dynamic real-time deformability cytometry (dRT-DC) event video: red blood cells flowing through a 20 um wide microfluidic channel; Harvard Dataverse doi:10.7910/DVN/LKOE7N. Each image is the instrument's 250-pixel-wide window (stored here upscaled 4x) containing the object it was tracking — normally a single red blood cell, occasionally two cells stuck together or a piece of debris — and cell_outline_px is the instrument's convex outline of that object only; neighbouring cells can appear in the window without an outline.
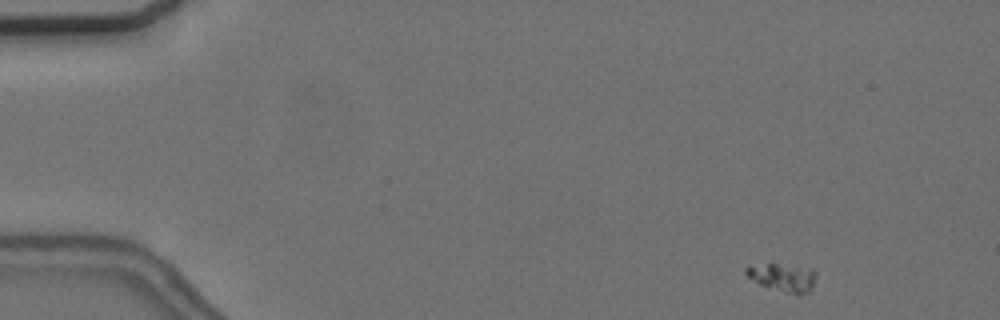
{"species": "common noctule bat (a hibernating species)", "species_latin": "Nyctalus noctula", "temperature_condition": "cold", "stored_images_in_passage": 53, "camera_frame_rate_fps": 3000, "um_per_image_px": 0.085, "animal": {"sex": "female", "body_mass_g": 24.6, "forearm_length_mm": 56.2}, "frame": {"image": 1, "passage_image": 1, "time_ms": 0.0, "image_size_px": [1000, 320], "cell_outline_px": [[816, 276], [812, 288], [808, 292], [788, 292], [760, 284], [748, 276], [744, 272], [744, 268], [748, 264], [776, 264], [812, 268], [816, 272]], "centroid_in_image_um": [66.51, 23.52], "position_along_channel_um": 18.5, "area_um2": 11.1}}
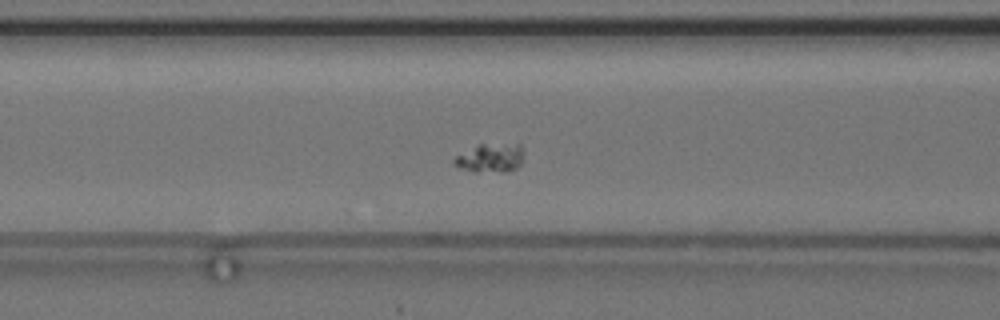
{"frame": {"image": 2, "passage_image": 19, "time_ms": 6.0, "image_size_px": [1000, 320], "cell_outline_px": [[520, 164], [516, 168], [504, 172], [472, 172], [460, 168], [452, 164], [452, 160], [456, 156], [480, 144], [520, 144]], "centroid_in_image_um": [41.61, 13.45], "position_along_channel_um": 125.0, "area_um2": 11.44}}
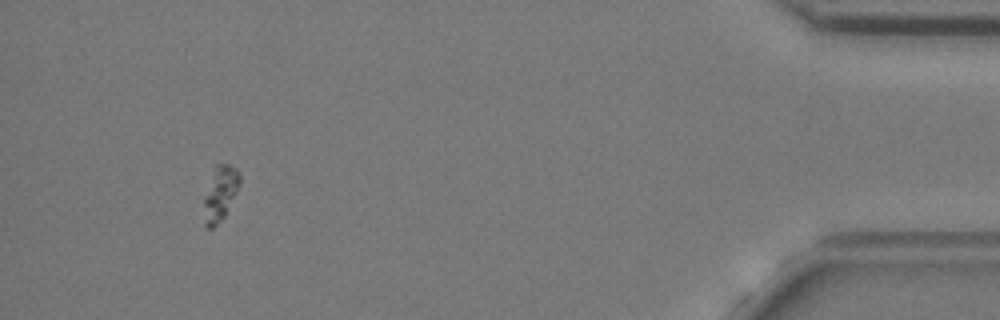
{"frame": {"image": 3, "passage_image": 49, "time_ms": 16.0, "image_size_px": [1000, 320], "cell_outline_px": [[240, 184], [224, 216], [212, 228], [204, 228], [204, 196], [216, 164], [228, 164], [236, 168], [240, 172]], "centroid_in_image_um": [18.71, 16.43], "position_along_channel_um": 416.5, "area_um2": 11.21}}